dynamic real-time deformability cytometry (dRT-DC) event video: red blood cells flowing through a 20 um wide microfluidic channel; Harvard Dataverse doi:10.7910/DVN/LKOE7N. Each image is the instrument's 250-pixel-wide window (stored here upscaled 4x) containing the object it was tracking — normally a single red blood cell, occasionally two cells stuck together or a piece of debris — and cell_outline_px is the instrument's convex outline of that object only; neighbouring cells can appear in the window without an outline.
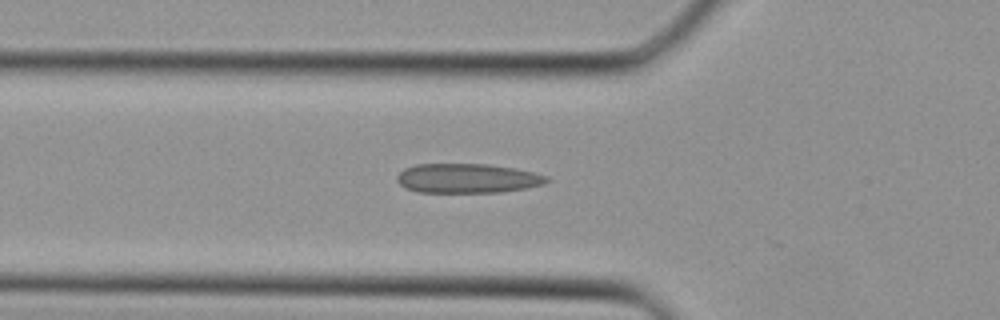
{"species": "Egyptian fruit bat (a non-hibernating species)", "species_latin": "Rousettus aegyptiacus", "temperature_condition": "cold", "stored_images_in_passage": 14, "camera_frame_rate_fps": 3000, "um_per_image_px": 0.085, "animal": {"sex": "female"}, "frame": {"image": 1, "passage_image": 8, "time_ms": 2.333, "image_size_px": [1000, 320], "cell_outline_px": [[548, 180], [544, 184], [528, 188], [500, 192], [416, 192], [404, 188], [396, 180], [396, 176], [404, 168], [416, 164], [488, 164], [516, 168], [548, 176]], "centroid_in_image_um": [39.71, 15.16], "position_along_channel_um": 86.1, "area_um2": 25.84}}
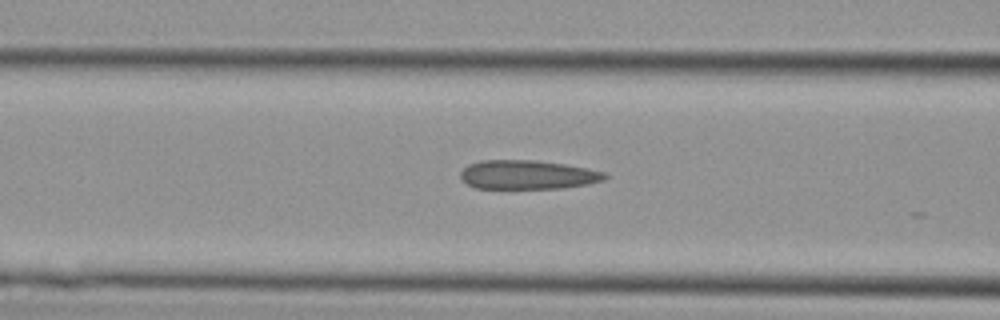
{"frame": {"image": 2, "passage_image": 10, "time_ms": 3.0, "image_size_px": [1000, 320], "cell_outline_px": [[608, 176], [604, 180], [588, 184], [564, 188], [476, 188], [460, 180], [460, 172], [468, 164], [480, 160], [536, 160], [564, 164], [588, 168], [604, 172]], "centroid_in_image_um": [44.83, 14.85], "position_along_channel_um": 121.8, "area_um2": 24.51}}
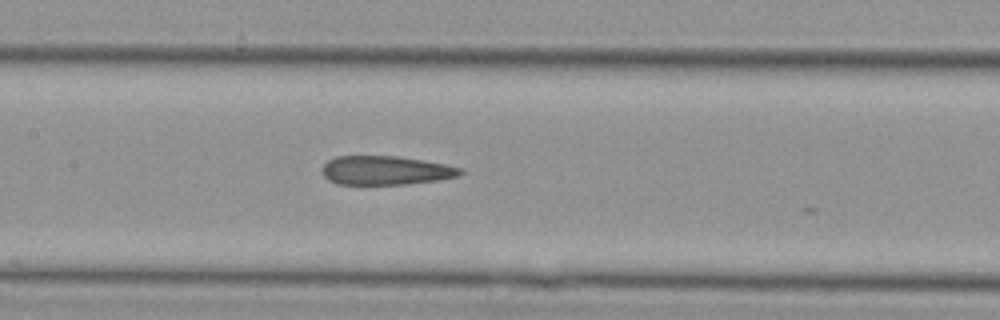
{"frame": {"image": 3, "passage_image": 13, "time_ms": 4.0, "image_size_px": [1000, 320], "cell_outline_px": [[464, 172], [460, 176], [440, 180], [408, 184], [336, 184], [328, 180], [324, 176], [324, 164], [328, 160], [336, 156], [396, 156], [424, 160], [464, 168]], "centroid_in_image_um": [32.84, 14.48], "position_along_channel_um": 174.6, "area_um2": 23.41}}